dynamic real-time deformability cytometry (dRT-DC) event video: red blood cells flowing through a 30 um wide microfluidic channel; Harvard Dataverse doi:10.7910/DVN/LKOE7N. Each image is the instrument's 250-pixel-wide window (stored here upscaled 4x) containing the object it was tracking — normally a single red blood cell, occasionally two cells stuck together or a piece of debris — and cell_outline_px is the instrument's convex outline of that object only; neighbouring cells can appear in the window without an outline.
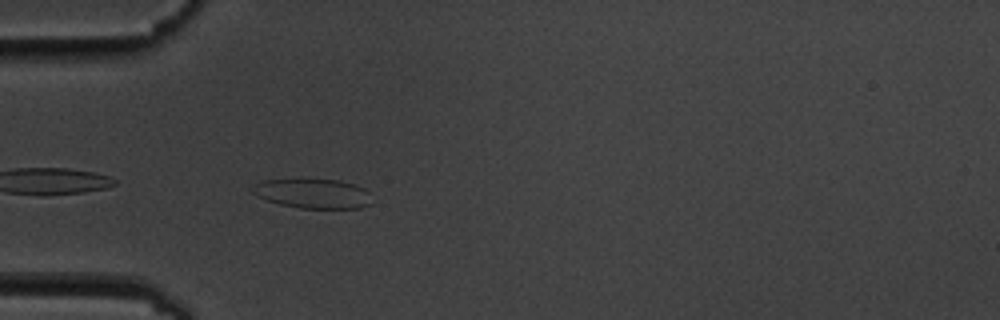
{"species": "common noctule bat (a hibernating species)", "species_latin": "Nyctalus noctula", "temperature_condition": "cold", "stored_images_in_passage": 5, "camera_frame_rate_fps": 3000, "um_per_image_px": 0.085, "animal": {"sex": "male", "body_mass_g": 19.5, "forearm_length_mm": 54.6}, "frame": {"image": 1, "passage_image": 5, "time_ms": 5.333, "image_size_px": [1000, 320], "cell_outline_px": [[368, 204], [360, 208], [300, 208], [280, 204], [256, 196], [248, 188], [264, 180], [340, 180], [364, 188], [368, 192]], "centroid_in_image_um": [26.54, 16.46], "position_along_channel_um": 58.5, "area_um2": 20.11}}